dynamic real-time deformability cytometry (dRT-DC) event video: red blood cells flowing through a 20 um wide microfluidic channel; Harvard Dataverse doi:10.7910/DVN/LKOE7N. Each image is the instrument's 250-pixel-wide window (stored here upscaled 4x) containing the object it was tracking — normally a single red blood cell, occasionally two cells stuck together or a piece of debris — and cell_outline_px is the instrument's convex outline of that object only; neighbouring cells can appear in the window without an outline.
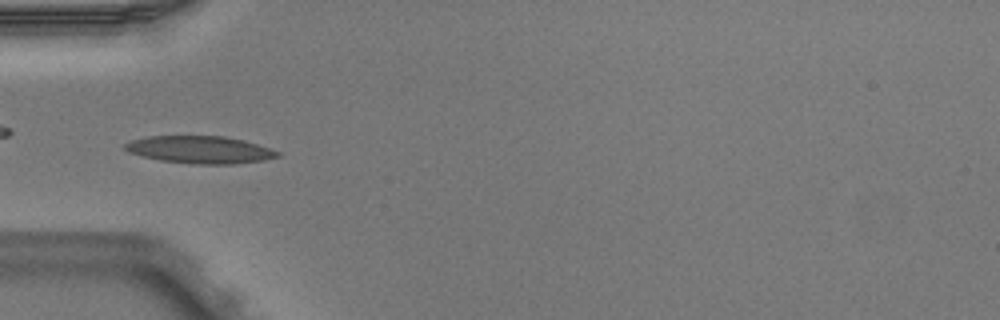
{"species": "Egyptian fruit bat (a non-hibernating species)", "species_latin": "Rousettus aegyptiacus", "temperature_condition": "warm", "stored_images_in_passage": 3, "camera_frame_rate_fps": 3000, "um_per_image_px": 0.085, "animal": {"sex": "male"}, "frame": {"image": 1, "passage_image": 3, "time_ms": 0.667, "image_size_px": [1000, 320], "cell_outline_px": [[280, 156], [264, 160], [236, 164], [192, 164], [160, 160], [128, 152], [124, 148], [124, 144], [132, 140], [148, 136], [224, 136], [244, 140], [280, 152]], "centroid_in_image_um": [17.0, 12.73], "position_along_channel_um": 68.0, "area_um2": 24.28}}